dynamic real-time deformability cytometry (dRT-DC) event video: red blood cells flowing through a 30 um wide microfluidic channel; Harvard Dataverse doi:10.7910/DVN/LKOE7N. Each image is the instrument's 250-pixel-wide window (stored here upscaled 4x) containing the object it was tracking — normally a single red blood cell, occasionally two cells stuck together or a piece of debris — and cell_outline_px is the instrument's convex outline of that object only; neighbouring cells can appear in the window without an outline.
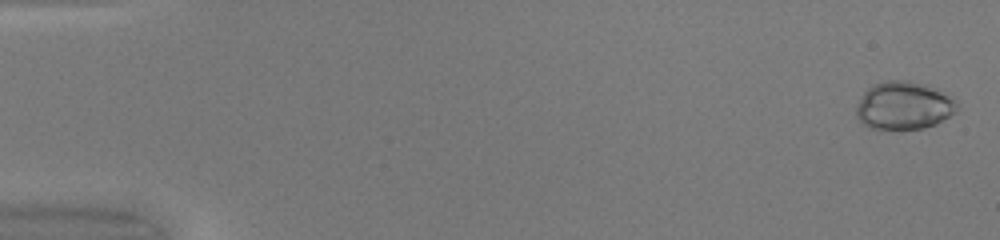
{"species": "common noctule bat (a hibernating species)", "species_latin": "Nyctalus noctula", "temperature_condition": "warm", "stored_images_in_passage": 49, "camera_frame_rate_fps": 3000, "um_per_image_px": 0.085, "animal": {"sex": "female", "body_mass_g": 20.0, "forearm_length_mm": 54.0}, "frame": {"image": 1, "passage_image": 2, "time_ms": 0.333, "image_size_px": [1000, 240], "cell_outline_px": [[956, 112], [936, 124], [924, 128], [868, 128], [856, 116], [856, 108], [864, 92], [872, 84], [888, 80], [908, 80], [928, 84], [948, 96], [956, 104]], "centroid_in_image_um": [76.8, 8.96], "position_along_channel_um": 8.2, "area_um2": 27.8}}
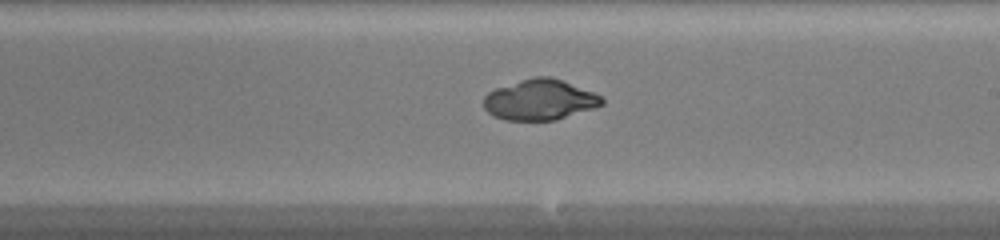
{"frame": {"image": 2, "passage_image": 30, "time_ms": 9.667, "image_size_px": [1000, 240], "cell_outline_px": [[604, 104], [556, 120], [504, 120], [488, 112], [484, 108], [484, 96], [488, 92], [496, 88], [520, 80], [536, 76], [548, 76], [560, 80], [592, 92], [600, 96], [604, 100]], "centroid_in_image_um": [45.85, 8.48], "position_along_channel_um": 243.2, "area_um2": 27.51}}
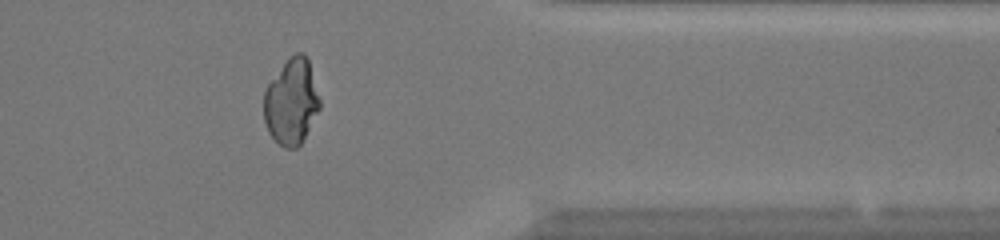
{"frame": {"image": 3, "passage_image": 41, "time_ms": 13.333, "image_size_px": [1000, 240], "cell_outline_px": [[320, 108], [300, 144], [296, 148], [284, 148], [268, 132], [264, 120], [264, 92], [268, 84], [288, 56], [296, 52], [304, 52], [308, 56], [320, 100]], "centroid_in_image_um": [24.77, 8.6], "position_along_channel_um": 386.6, "area_um2": 27.98}}